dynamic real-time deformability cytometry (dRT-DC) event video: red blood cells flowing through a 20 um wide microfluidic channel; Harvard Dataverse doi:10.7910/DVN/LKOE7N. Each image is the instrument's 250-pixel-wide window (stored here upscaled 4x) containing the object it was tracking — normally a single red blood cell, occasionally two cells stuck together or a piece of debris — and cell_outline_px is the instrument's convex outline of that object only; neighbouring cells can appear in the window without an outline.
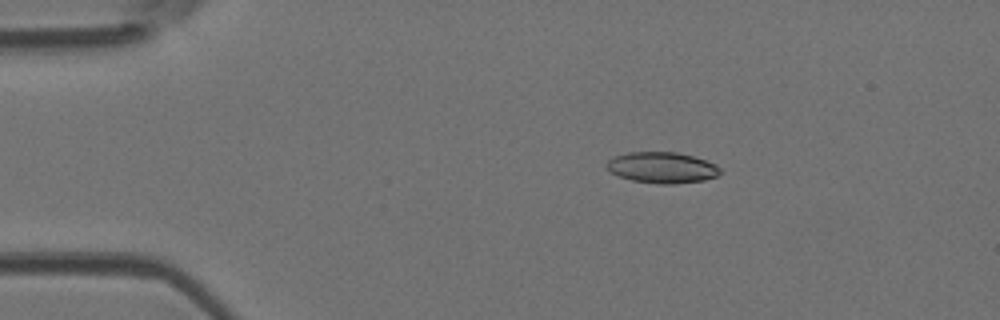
{"species": "Egyptian fruit bat (a non-hibernating species)", "species_latin": "Rousettus aegyptiacus", "temperature_condition": "room temperature", "stored_images_in_passage": 4, "camera_frame_rate_fps": 3000, "um_per_image_px": 0.085, "animal": {"sex": "female"}, "frame": {"image": 1, "passage_image": 2, "time_ms": 0.333, "image_size_px": [1000, 320], "cell_outline_px": [[724, 172], [716, 176], [704, 180], [672, 184], [660, 184], [632, 180], [608, 172], [604, 164], [612, 156], [628, 152], [676, 152], [692, 156], [716, 164]], "centroid_in_image_um": [56.24, 14.24], "position_along_channel_um": 28.8, "area_um2": 20.69}}
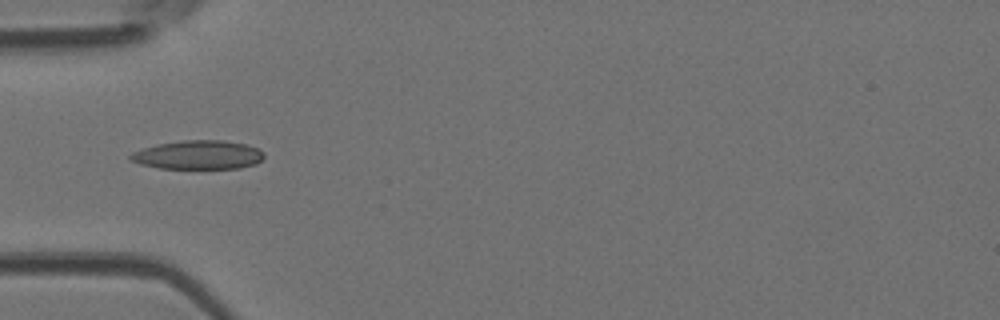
{"frame": {"image": 2, "passage_image": 4, "time_ms": 1.0, "image_size_px": [1000, 320], "cell_outline_px": [[264, 156], [256, 164], [240, 168], [160, 168], [140, 164], [128, 160], [128, 156], [132, 152], [156, 144], [184, 140], [224, 140], [244, 144], [256, 148], [264, 152]], "centroid_in_image_um": [16.81, 13.16], "position_along_channel_um": 68.2, "area_um2": 22.43}}